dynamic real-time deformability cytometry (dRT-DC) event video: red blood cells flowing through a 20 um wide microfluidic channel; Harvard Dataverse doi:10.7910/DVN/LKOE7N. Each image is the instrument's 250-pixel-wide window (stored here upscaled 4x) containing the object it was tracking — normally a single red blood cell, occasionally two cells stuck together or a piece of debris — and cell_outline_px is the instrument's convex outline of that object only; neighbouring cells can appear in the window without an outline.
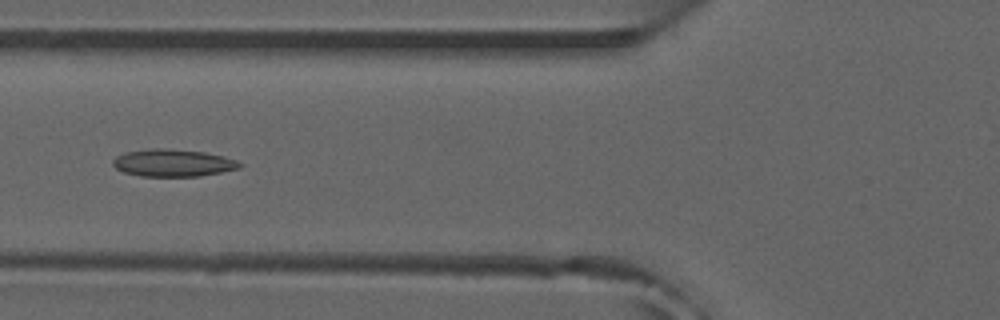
{"species": "common noctule bat (a hibernating species)", "species_latin": "Nyctalus noctula", "temperature_condition": "room temperature", "stored_images_in_passage": 5, "camera_frame_rate_fps": 3000, "um_per_image_px": 0.085, "animal": {"sex": "male", "forearm_length_mm": 52.5}, "frame": {"image": 1, "passage_image": 5, "time_ms": 1.333, "image_size_px": [1000, 320], "cell_outline_px": [[244, 164], [240, 168], [200, 176], [140, 176], [124, 172], [116, 168], [112, 164], [112, 160], [116, 156], [124, 152], [152, 148], [168, 148], [204, 152], [224, 156], [236, 160]], "centroid_in_image_um": [14.7, 13.84], "position_along_channel_um": 111.1, "area_um2": 20.29}}